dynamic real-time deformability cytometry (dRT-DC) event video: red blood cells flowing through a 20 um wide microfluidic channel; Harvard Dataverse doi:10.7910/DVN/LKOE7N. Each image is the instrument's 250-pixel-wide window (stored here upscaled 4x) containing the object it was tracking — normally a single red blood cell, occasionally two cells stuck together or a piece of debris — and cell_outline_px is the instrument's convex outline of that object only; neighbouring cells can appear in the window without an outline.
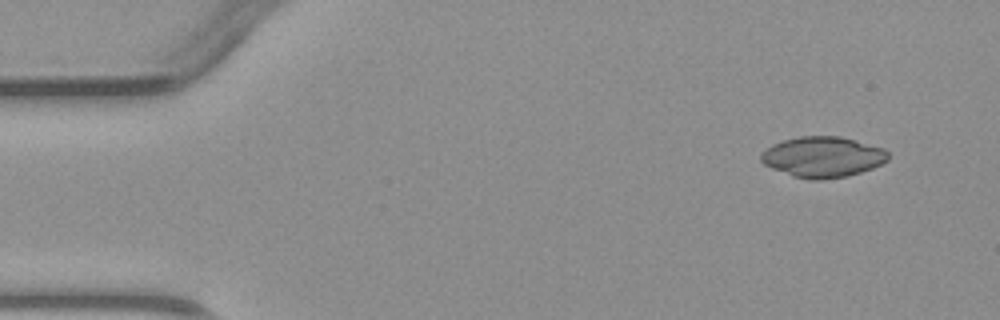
{"species": "common noctule bat (a hibernating species)", "species_latin": "Nyctalus noctula", "temperature_condition": "warm", "stored_images_in_passage": 4, "camera_frame_rate_fps": 3000, "um_per_image_px": 0.085, "animal": {"sex": "male", "body_mass_g": 23.1, "forearm_length_mm": 52.7}, "frame": {"image": 1, "passage_image": 1, "time_ms": 0.0, "image_size_px": [1000, 320], "cell_outline_px": [[888, 160], [872, 168], [848, 176], [820, 180], [812, 180], [792, 176], [772, 168], [764, 164], [760, 160], [760, 152], [772, 144], [784, 140], [800, 136], [840, 136], [856, 140], [884, 148], [888, 152]], "centroid_in_image_um": [69.92, 13.34], "position_along_channel_um": 15.1, "area_um2": 30.23}}